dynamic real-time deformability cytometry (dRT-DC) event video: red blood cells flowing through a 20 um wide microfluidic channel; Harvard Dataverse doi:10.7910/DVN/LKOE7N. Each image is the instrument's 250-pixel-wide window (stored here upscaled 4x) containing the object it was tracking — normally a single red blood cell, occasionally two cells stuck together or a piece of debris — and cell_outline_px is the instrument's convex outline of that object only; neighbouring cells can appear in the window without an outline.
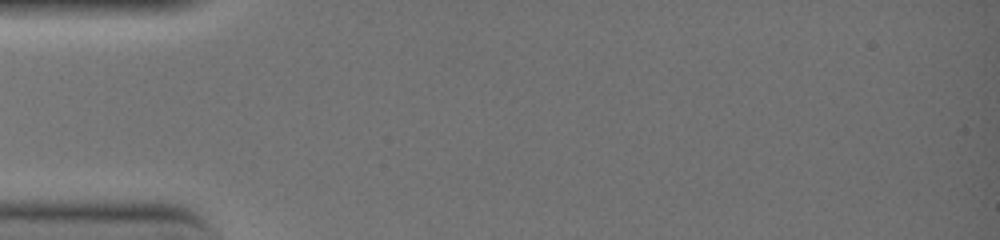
{"species": "common noctule bat (a hibernating species)", "species_latin": "Nyctalus noctula", "temperature_condition": "warm", "stored_images_in_passage": 1, "camera_frame_rate_fps": 3000, "um_per_image_px": 0.085, "animal": {"sex": "female", "body_mass_g": 19.0, "forearm_length_mm": 51.5}, "frame": {"image": 1, "passage_image": 1, "time_ms": 0.0, "image_size_px": [1000, 240], "cell_outline_px": [[156, 160], [140, 168], [40, 168], [20, 164], [20, 160], [36, 156], [156, 156]], "centroid_in_image_um": [7.51, 13.76], "position_along_channel_um": 77.5, "area_um2": 10.81}}